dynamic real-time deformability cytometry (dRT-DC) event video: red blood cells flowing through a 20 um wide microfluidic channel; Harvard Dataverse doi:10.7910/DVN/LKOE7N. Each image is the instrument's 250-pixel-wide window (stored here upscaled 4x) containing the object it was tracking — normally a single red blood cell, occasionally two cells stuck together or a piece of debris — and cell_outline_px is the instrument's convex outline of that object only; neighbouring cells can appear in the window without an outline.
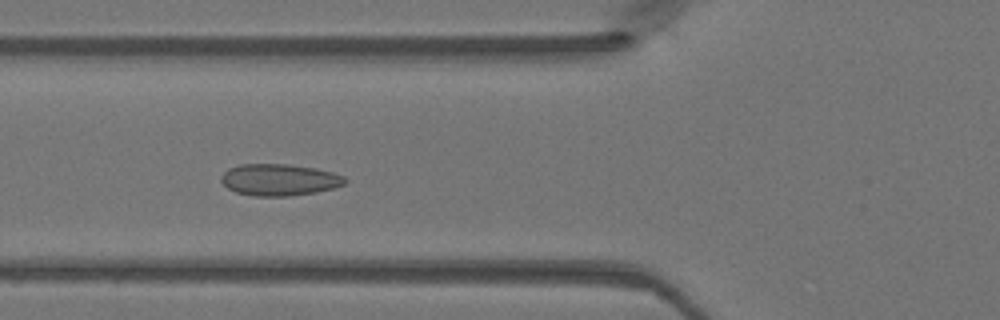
{"species": "Egyptian fruit bat (a non-hibernating species)", "species_latin": "Rousettus aegyptiacus", "temperature_condition": "warm", "stored_images_in_passage": 43, "camera_frame_rate_fps": 3000, "um_per_image_px": 0.085, "animal": {"sex": "female"}, "frame": {"image": 1, "passage_image": 18, "time_ms": 5.667, "image_size_px": [1000, 320], "cell_outline_px": [[348, 180], [344, 184], [336, 188], [316, 192], [288, 196], [252, 196], [236, 192], [228, 188], [220, 180], [220, 176], [228, 168], [240, 164], [288, 164], [316, 168], [332, 172], [344, 176]], "centroid_in_image_um": [23.75, 15.28], "position_along_channel_um": 102.1, "area_um2": 23.06}}
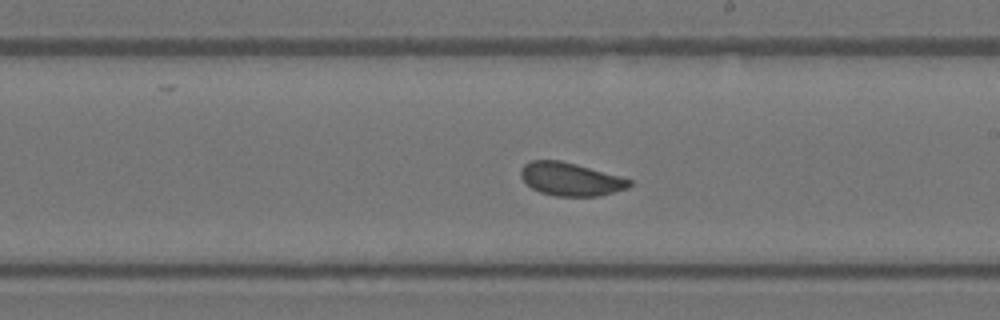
{"frame": {"image": 2, "passage_image": 28, "time_ms": 9.0, "image_size_px": [1000, 320], "cell_outline_px": [[632, 184], [628, 188], [600, 196], [556, 196], [540, 192], [532, 188], [520, 176], [520, 168], [524, 164], [532, 160], [560, 160], [576, 164], [620, 176], [632, 180]], "centroid_in_image_um": [48.5, 15.23], "position_along_channel_um": 240.5, "area_um2": 20.98}}
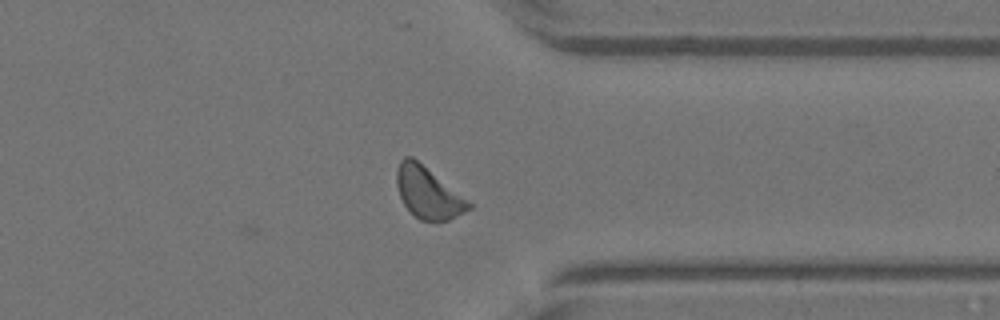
{"frame": {"image": 3, "passage_image": 38, "time_ms": 12.333, "image_size_px": [1000, 320], "cell_outline_px": [[472, 208], [448, 220], [420, 220], [404, 204], [400, 196], [396, 184], [396, 172], [400, 160], [404, 156], [412, 156], [468, 200], [472, 204]], "centroid_in_image_um": [36.37, 16.36], "position_along_channel_um": 375.0, "area_um2": 21.15}}